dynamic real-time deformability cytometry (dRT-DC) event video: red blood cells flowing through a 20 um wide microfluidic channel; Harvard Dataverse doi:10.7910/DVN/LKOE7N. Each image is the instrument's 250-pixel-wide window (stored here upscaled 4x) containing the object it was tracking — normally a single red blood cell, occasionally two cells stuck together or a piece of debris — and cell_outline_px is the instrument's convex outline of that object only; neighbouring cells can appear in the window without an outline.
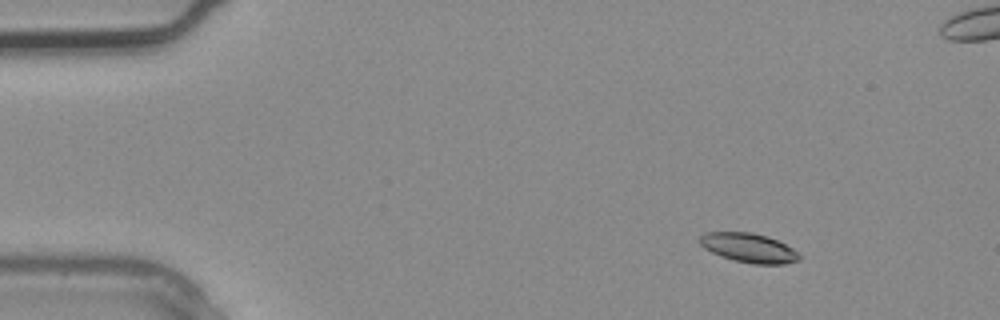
{"species": "common noctule bat (a hibernating species)", "species_latin": "Nyctalus noctula", "temperature_condition": "warm", "stored_images_in_passage": 5, "camera_frame_rate_fps": 3000, "um_per_image_px": 0.085, "animal": {"sex": "male", "body_mass_g": 20.4}, "frame": {"image": 1, "passage_image": 2, "time_ms": 0.333, "image_size_px": [1000, 320], "cell_outline_px": [[800, 260], [784, 264], [752, 264], [720, 256], [704, 248], [700, 244], [700, 236], [704, 232], [752, 232], [768, 236], [792, 248], [800, 256]], "centroid_in_image_um": [63.63, 21.06], "position_along_channel_um": 21.4, "area_um2": 16.88}}
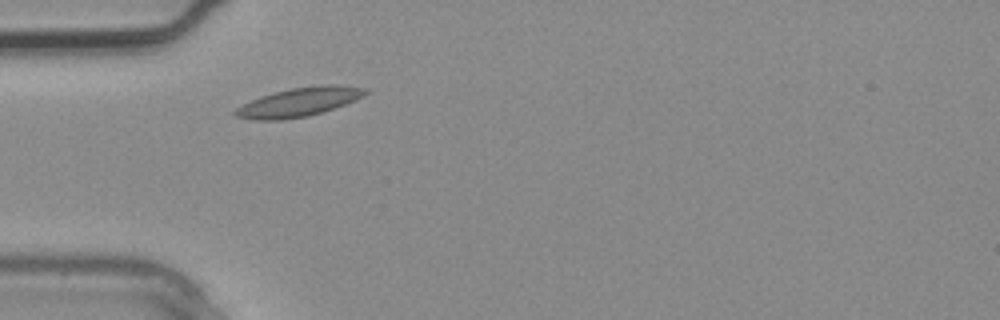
{"frame": {"image": 2, "passage_image": 5, "time_ms": 1.333, "image_size_px": [1000, 320], "cell_outline_px": [[368, 92], [364, 96], [344, 104], [308, 116], [280, 120], [252, 120], [236, 116], [232, 112], [236, 108], [260, 96], [292, 88], [328, 84], [336, 84], [364, 88]], "centroid_in_image_um": [25.38, 8.68], "position_along_channel_um": 59.6, "area_um2": 21.5}}